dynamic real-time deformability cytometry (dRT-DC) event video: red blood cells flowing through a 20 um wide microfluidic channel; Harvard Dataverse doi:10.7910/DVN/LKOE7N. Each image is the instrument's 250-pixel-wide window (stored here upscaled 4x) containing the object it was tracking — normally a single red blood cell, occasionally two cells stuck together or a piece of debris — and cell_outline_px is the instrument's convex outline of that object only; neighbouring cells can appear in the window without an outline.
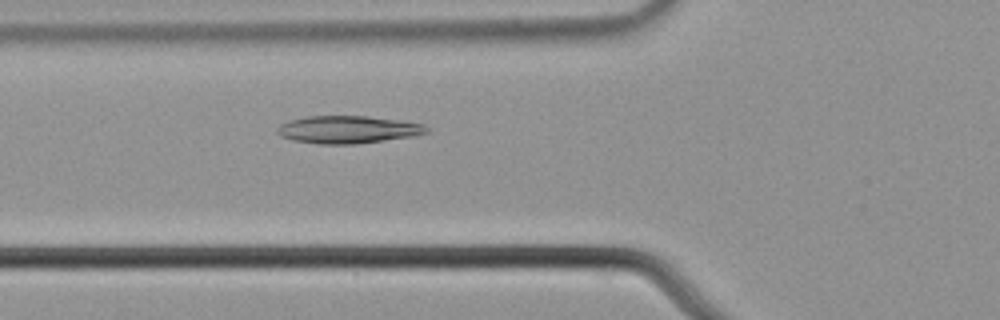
{"species": "common noctule bat (a hibernating species)", "species_latin": "Nyctalus noctula", "temperature_condition": "cold", "stored_images_in_passage": 52, "camera_frame_rate_fps": 3000, "um_per_image_px": 0.085, "animal": {"sex": "male", "body_mass_g": 21.5, "forearm_length_mm": 52.0}, "frame": {"image": 1, "passage_image": 17, "time_ms": 5.333, "image_size_px": [1000, 320], "cell_outline_px": [[428, 132], [412, 136], [356, 144], [320, 144], [292, 140], [280, 136], [276, 132], [276, 128], [280, 124], [288, 120], [308, 116], [368, 116], [424, 124], [428, 128]], "centroid_in_image_um": [29.51, 11.01], "position_along_channel_um": 96.3, "area_um2": 23.93}}
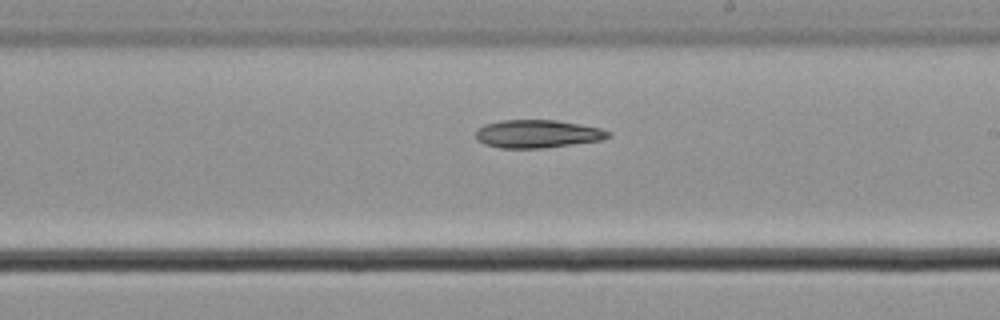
{"frame": {"image": 2, "passage_image": 29, "time_ms": 9.333, "image_size_px": [1000, 320], "cell_outline_px": [[612, 136], [600, 140], [572, 144], [540, 148], [500, 148], [484, 144], [476, 140], [476, 128], [484, 124], [500, 120], [556, 120], [600, 128], [612, 132]], "centroid_in_image_um": [45.65, 11.37], "position_along_channel_um": 243.4, "area_um2": 21.68}}
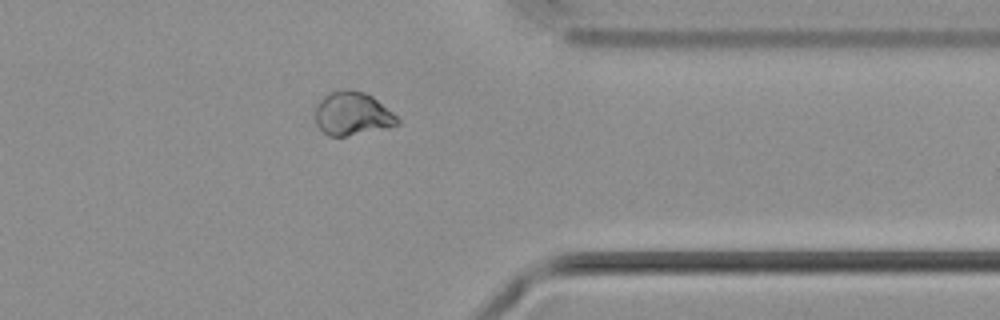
{"frame": {"image": 3, "passage_image": 41, "time_ms": 13.333, "image_size_px": [1000, 320], "cell_outline_px": [[400, 124], [388, 128], [344, 136], [328, 136], [316, 124], [316, 104], [328, 92], [344, 88], [352, 88], [364, 92], [372, 96], [392, 112], [400, 120]], "centroid_in_image_um": [29.95, 9.64], "position_along_channel_um": 381.5, "area_um2": 20.92}, "authors_computed_cell_mechanics": {"area_um2": 23.6402, "velocity_mm_per_s": 3.671, "shape_relaxation_time_tau1_ms": 6.4076, "shape_relaxation_time_tau2_ms": null, "deformation_change_tau1": 0.0883, "deformation_change_tau2": null}}